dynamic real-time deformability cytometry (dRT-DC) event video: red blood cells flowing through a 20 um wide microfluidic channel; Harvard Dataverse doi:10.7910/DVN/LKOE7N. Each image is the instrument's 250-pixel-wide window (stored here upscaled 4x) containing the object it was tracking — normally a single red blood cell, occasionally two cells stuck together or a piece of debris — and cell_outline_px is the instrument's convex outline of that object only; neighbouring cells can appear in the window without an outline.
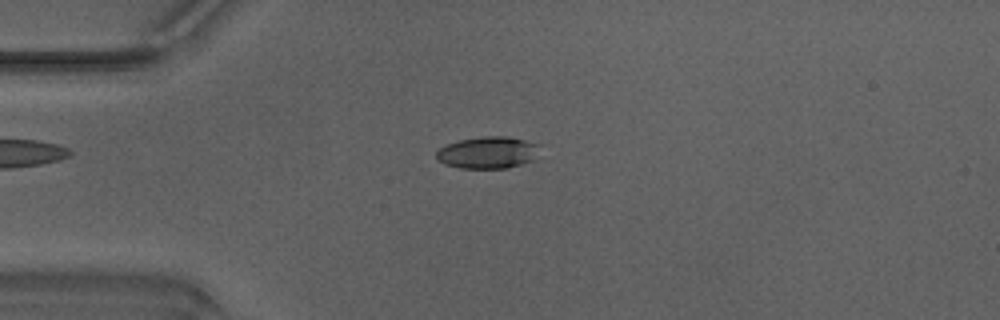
{"species": "Egyptian fruit bat (a non-hibernating species)", "species_latin": "Rousettus aegyptiacus", "temperature_condition": "warm", "stored_images_in_passage": 34, "camera_frame_rate_fps": 3000, "um_per_image_px": 0.085, "animal": {"sex": "male"}, "frame": {"image": 1, "passage_image": 4, "time_ms": 1.0, "image_size_px": [1000, 320], "cell_outline_px": [[540, 144], [536, 160], [508, 168], [460, 168], [444, 164], [436, 156], [436, 152], [440, 148], [448, 144], [460, 140], [484, 136], [508, 136]], "centroid_in_image_um": [41.52, 12.97], "position_along_channel_um": 43.5, "area_um2": 19.31}}
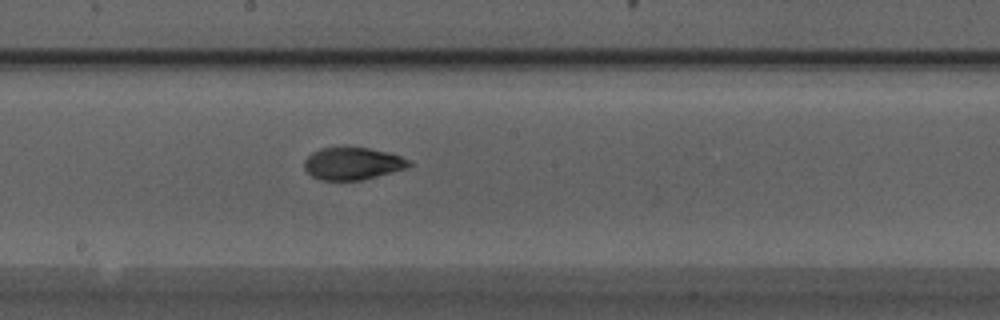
{"frame": {"image": 2, "passage_image": 18, "time_ms": 5.667, "image_size_px": [1000, 320], "cell_outline_px": [[412, 164], [404, 168], [376, 176], [360, 180], [320, 180], [312, 176], [304, 168], [304, 160], [312, 152], [320, 148], [344, 144], [368, 148], [388, 152], [412, 160]], "centroid_in_image_um": [29.93, 13.85], "position_along_channel_um": 218.3, "area_um2": 20.17}}
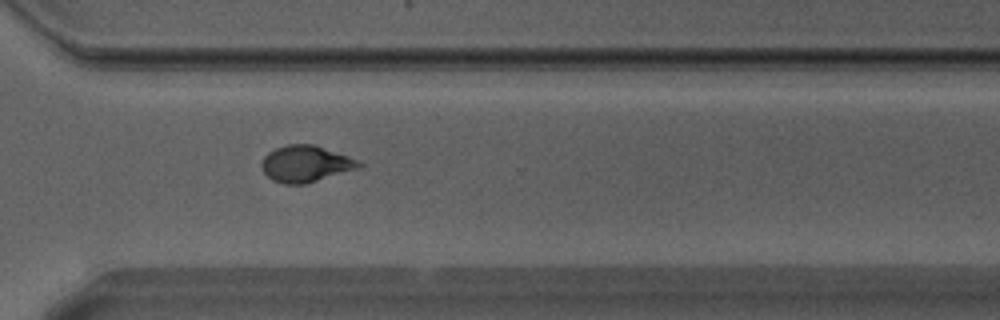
{"frame": {"image": 3, "passage_image": 27, "time_ms": 8.667, "image_size_px": [1000, 320], "cell_outline_px": [[364, 164], [356, 168], [304, 184], [284, 184], [272, 180], [260, 168], [260, 164], [264, 156], [268, 152], [276, 148], [288, 144], [312, 144], [360, 160]], "centroid_in_image_um": [25.93, 13.92], "position_along_channel_um": 344.7, "area_um2": 20.4}, "authors_computed_cell_mechanics": {"area_um2": 19.8832, "velocity_mm_per_s": 4.2275, "shape_relaxation_time_tau1_ms": 7.1913, "shape_relaxation_time_tau2_ms": 1.872, "deformation_change_tau1": 0.2297, "deformation_change_tau2": 0.0755}}